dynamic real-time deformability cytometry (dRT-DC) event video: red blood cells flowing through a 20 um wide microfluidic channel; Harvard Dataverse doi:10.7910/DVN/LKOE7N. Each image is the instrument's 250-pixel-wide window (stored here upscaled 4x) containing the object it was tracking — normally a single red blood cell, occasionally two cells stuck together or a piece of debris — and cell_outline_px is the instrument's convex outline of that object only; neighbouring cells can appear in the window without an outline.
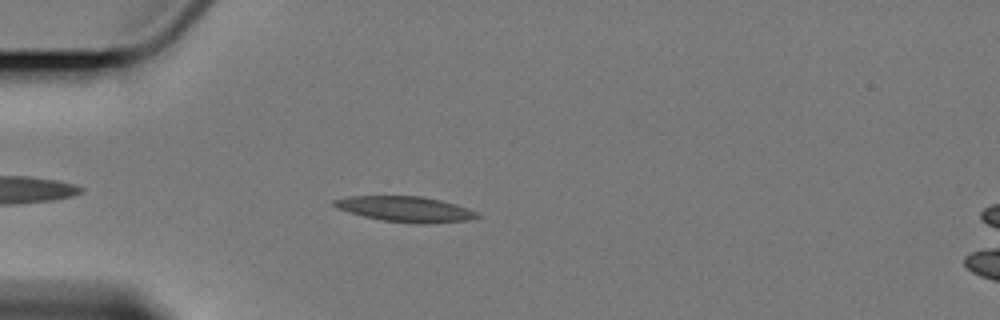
{"species": "Egyptian fruit bat (a non-hibernating species)", "species_latin": "Rousettus aegyptiacus", "temperature_condition": "cold", "stored_images_in_passage": 4, "camera_frame_rate_fps": 3000, "um_per_image_px": 0.085, "animal": {"sex": "female"}, "frame": {"image": 1, "passage_image": 4, "time_ms": 4.333, "image_size_px": [1000, 320], "cell_outline_px": [[480, 216], [472, 220], [428, 224], [412, 224], [380, 220], [348, 212], [336, 208], [332, 204], [332, 200], [348, 196], [420, 196], [440, 200], [456, 204], [468, 208], [476, 212]], "centroid_in_image_um": [34.46, 17.78], "position_along_channel_um": 50.5, "area_um2": 21.5}}